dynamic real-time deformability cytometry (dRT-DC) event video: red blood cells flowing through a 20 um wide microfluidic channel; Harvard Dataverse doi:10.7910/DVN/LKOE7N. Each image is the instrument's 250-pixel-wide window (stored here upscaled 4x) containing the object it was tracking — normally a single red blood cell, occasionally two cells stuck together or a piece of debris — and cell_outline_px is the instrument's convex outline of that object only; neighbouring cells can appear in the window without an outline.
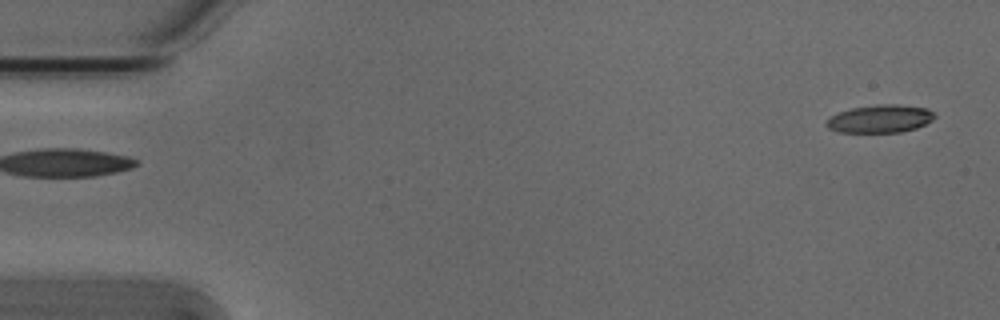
{"species": "Egyptian fruit bat (a non-hibernating species)", "species_latin": "Rousettus aegyptiacus", "temperature_condition": "cold", "stored_images_in_passage": 5, "camera_frame_rate_fps": 3000, "um_per_image_px": 0.085, "animal": {"sex": "male"}, "frame": {"image": 1, "passage_image": 1, "time_ms": 0.0, "image_size_px": [1000, 320], "cell_outline_px": [[936, 116], [932, 120], [916, 128], [900, 132], [836, 132], [828, 128], [824, 124], [832, 116], [840, 112], [852, 108], [876, 104], [896, 104], [928, 108]], "centroid_in_image_um": [74.81, 10.09], "position_along_channel_um": 10.2, "area_um2": 17.51}}